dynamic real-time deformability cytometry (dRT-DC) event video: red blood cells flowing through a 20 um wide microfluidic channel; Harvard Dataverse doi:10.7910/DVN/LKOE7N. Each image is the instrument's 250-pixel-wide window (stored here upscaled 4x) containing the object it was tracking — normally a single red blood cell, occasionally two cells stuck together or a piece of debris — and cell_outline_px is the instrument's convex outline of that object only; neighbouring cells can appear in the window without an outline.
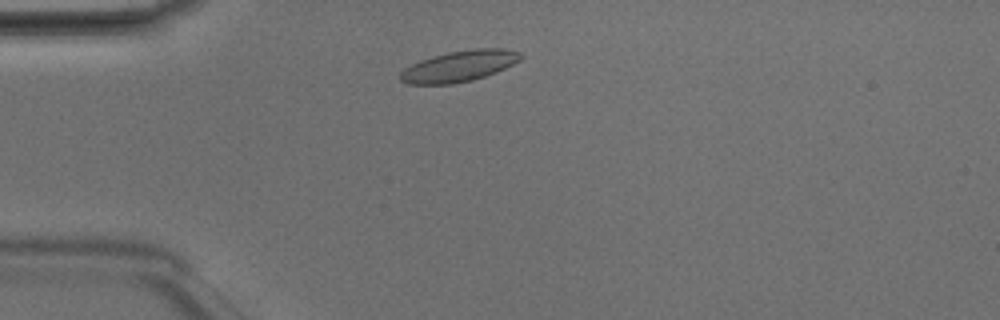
{"species": "Egyptian fruit bat (a non-hibernating species)", "species_latin": "Rousettus aegyptiacus", "temperature_condition": "room temperature", "stored_images_in_passage": 37, "camera_frame_rate_fps": 3000, "um_per_image_px": 0.085, "animal": {"sex": "male"}, "frame": {"image": 1, "passage_image": 1, "time_ms": 0.0, "image_size_px": [1000, 320], "cell_outline_px": [[524, 56], [520, 60], [496, 72], [472, 80], [452, 84], [408, 84], [400, 80], [400, 72], [404, 68], [420, 60], [432, 56], [448, 52], [476, 48], [504, 48], [520, 52]], "centroid_in_image_um": [39.03, 5.61], "position_along_channel_um": 46.0, "area_um2": 21.73}}
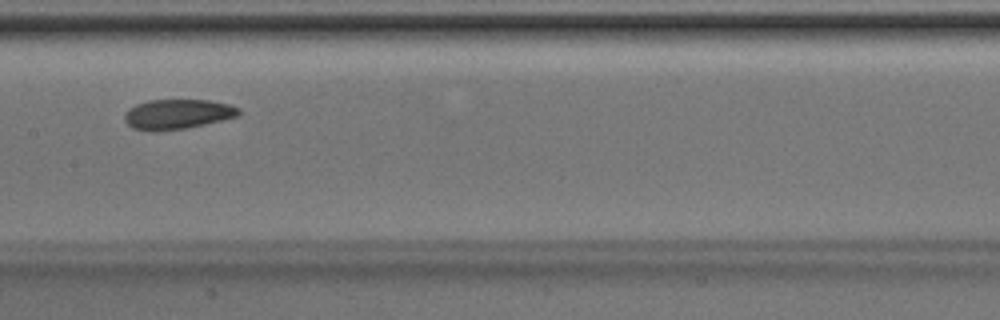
{"frame": {"image": 2, "passage_image": 13, "time_ms": 4.0, "image_size_px": [1000, 320], "cell_outline_px": [[240, 112], [236, 116], [188, 128], [132, 128], [124, 120], [124, 112], [128, 108], [136, 104], [148, 100], [208, 100], [228, 104], [240, 108]], "centroid_in_image_um": [15.08, 9.65], "position_along_channel_um": 192.3, "area_um2": 19.13}}
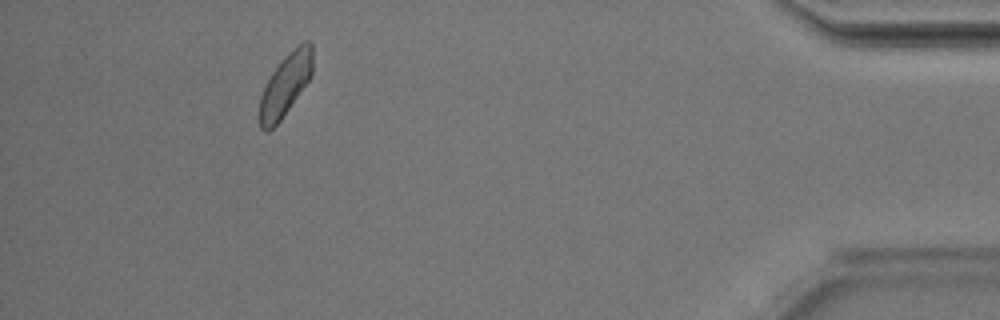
{"frame": {"image": 3, "passage_image": 33, "time_ms": 10.667, "image_size_px": [1000, 320], "cell_outline_px": [[312, 76], [280, 120], [268, 132], [264, 132], [260, 128], [260, 96], [272, 72], [284, 56], [304, 40], [308, 40], [312, 44]], "centroid_in_image_um": [24.27, 7.2], "position_along_channel_um": 410.9, "area_um2": 19.02}, "authors_computed_cell_mechanics": {"area_um2": 19.5364, "velocity_mm_per_s": 4.1457, "shape_relaxation_time_tau1_ms": 3.1875, "shape_relaxation_time_tau2_ms": 3.1844, "deformation_change_tau1": 0.0735, "deformation_change_tau2": 0.0735}}